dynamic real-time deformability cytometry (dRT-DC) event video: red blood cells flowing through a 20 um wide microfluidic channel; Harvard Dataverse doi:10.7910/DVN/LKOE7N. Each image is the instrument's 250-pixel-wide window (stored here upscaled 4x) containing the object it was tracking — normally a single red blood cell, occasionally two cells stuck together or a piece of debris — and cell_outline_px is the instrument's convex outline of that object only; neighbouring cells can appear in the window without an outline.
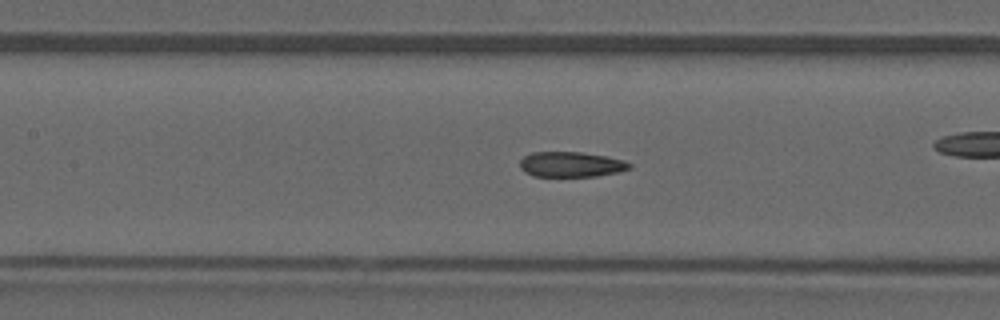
{"species": "common noctule bat (a hibernating species)", "species_latin": "Nyctalus noctula", "temperature_condition": "warm", "stored_images_in_passage": 44, "camera_frame_rate_fps": 3000, "um_per_image_px": 0.085, "animal": {"sex": "male", "forearm_length_mm": 52.5}, "frame": {"image": 1, "passage_image": 19, "time_ms": 6.0, "image_size_px": [1000, 320], "cell_outline_px": [[632, 168], [620, 172], [596, 176], [532, 176], [524, 172], [520, 168], [520, 160], [524, 156], [532, 152], [580, 152], [608, 156], [624, 160], [632, 164]], "centroid_in_image_um": [48.56, 13.97], "position_along_channel_um": 158.8, "area_um2": 16.3}}